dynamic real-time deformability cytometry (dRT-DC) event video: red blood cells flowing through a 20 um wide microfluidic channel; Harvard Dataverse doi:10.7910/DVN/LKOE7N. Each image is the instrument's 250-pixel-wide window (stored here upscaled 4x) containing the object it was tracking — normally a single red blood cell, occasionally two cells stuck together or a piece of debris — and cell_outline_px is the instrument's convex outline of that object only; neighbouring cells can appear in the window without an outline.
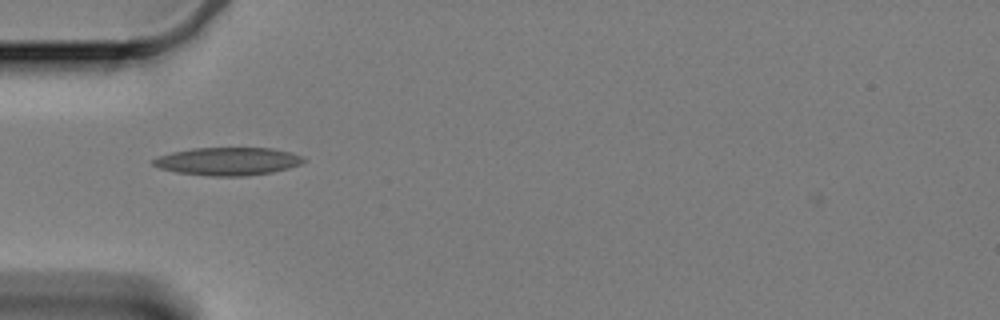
{"species": "Egyptian fruit bat (a non-hibernating species)", "species_latin": "Rousettus aegyptiacus", "temperature_condition": "cold", "stored_images_in_passage": 36, "camera_frame_rate_fps": 3000, "um_per_image_px": 0.085, "animal": {"sex": "female"}, "frame": {"image": 1, "passage_image": 3, "time_ms": 0.667, "image_size_px": [1000, 320], "cell_outline_px": [[308, 160], [300, 164], [288, 168], [272, 172], [248, 176], [212, 176], [176, 172], [160, 168], [152, 164], [152, 160], [160, 156], [172, 152], [192, 148], [272, 148], [292, 152], [304, 156]], "centroid_in_image_um": [19.42, 13.71], "position_along_channel_um": 65.6, "area_um2": 24.57}}
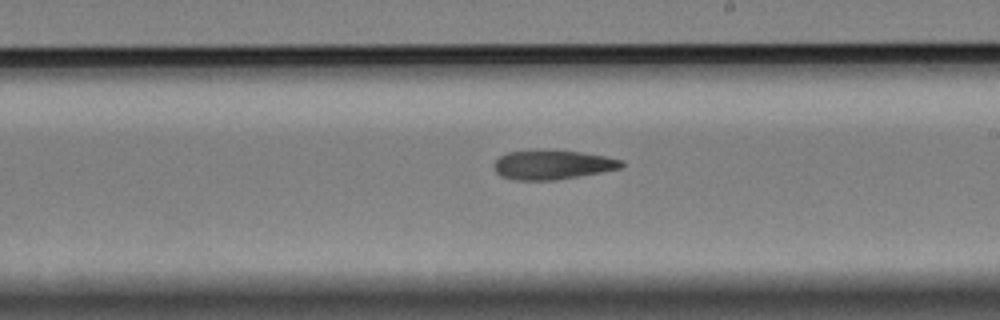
{"frame": {"image": 2, "passage_image": 19, "time_ms": 6.0, "image_size_px": [1000, 320], "cell_outline_px": [[624, 164], [620, 168], [580, 176], [556, 180], [516, 180], [500, 176], [496, 172], [492, 164], [500, 156], [508, 152], [580, 152], [604, 156], [624, 160]], "centroid_in_image_um": [46.95, 14.04], "position_along_channel_um": 242.0, "area_um2": 21.1}}
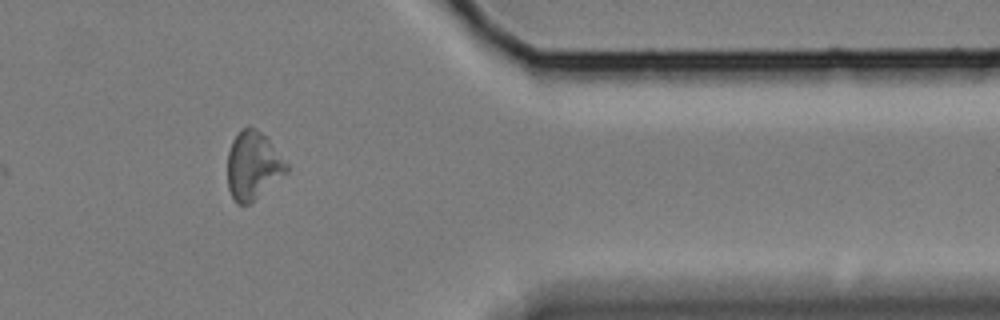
{"frame": {"image": 3, "passage_image": 34, "time_ms": 11.0, "image_size_px": [1000, 320], "cell_outline_px": [[288, 172], [248, 204], [236, 204], [228, 188], [228, 152], [232, 140], [240, 128], [248, 124], [256, 128], [268, 140], [288, 164]], "centroid_in_image_um": [21.48, 14.04], "position_along_channel_um": 389.9, "area_um2": 23.24}}